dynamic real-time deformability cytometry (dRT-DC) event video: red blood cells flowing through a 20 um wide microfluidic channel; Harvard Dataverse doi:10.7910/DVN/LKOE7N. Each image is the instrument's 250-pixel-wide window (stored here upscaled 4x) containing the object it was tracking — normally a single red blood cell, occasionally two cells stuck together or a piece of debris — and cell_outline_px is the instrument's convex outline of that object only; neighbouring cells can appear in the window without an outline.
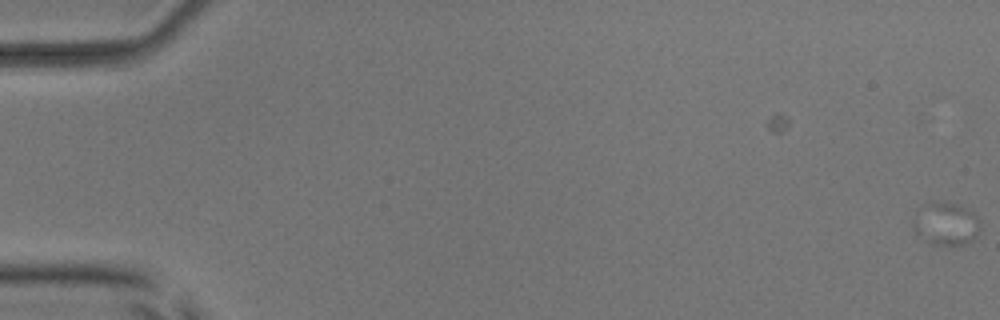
{"species": "common noctule bat (a hibernating species)", "species_latin": "Nyctalus noctula", "temperature_condition": "room temperature", "stored_images_in_passage": 19, "camera_frame_rate_fps": 3000, "um_per_image_px": 0.085, "animal": {"sex": "male", "body_mass_g": 17.9, "forearm_length_mm": 54.2}, "frame": {"image": 1, "passage_image": 1, "time_ms": 0.0, "image_size_px": [1000, 320], "cell_outline_px": [[980, 232], [972, 240], [964, 244], [932, 244], [916, 232], [912, 228], [912, 224], [916, 212], [928, 204], [944, 200], [956, 204], [972, 212], [976, 216], [980, 228]], "centroid_in_image_um": [80.41, 19.01], "position_along_channel_um": 4.6, "area_um2": 16.36}}